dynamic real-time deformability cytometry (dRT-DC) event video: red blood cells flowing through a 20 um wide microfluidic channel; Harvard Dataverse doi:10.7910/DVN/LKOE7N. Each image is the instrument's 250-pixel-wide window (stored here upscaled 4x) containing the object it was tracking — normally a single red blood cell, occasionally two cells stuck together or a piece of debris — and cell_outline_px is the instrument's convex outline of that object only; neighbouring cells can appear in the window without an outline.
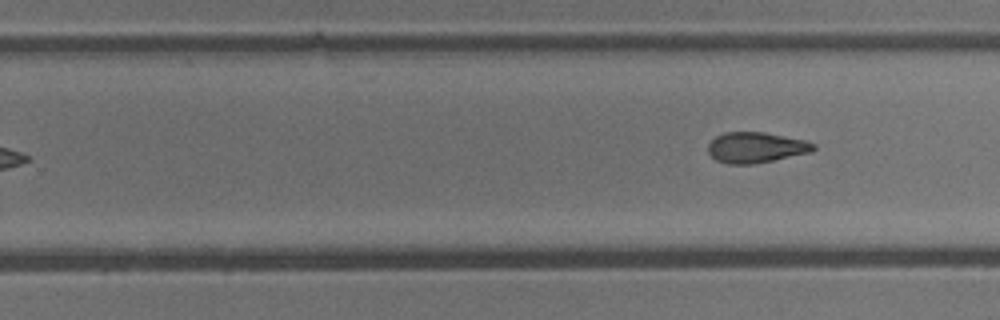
{"species": "common noctule bat (a hibernating species)", "species_latin": "Nyctalus noctula", "temperature_condition": "cold", "stored_images_in_passage": 10, "camera_frame_rate_fps": 3000, "um_per_image_px": 0.085, "animal": {"sex": "male", "body_mass_g": 13.3}, "frame": {"image": 1, "passage_image": 10, "time_ms": 11.667, "image_size_px": [1000, 320], "cell_outline_px": [[816, 148], [812, 152], [752, 164], [728, 164], [716, 160], [708, 152], [708, 144], [716, 136], [724, 132], [764, 132], [804, 140], [816, 144]], "centroid_in_image_um": [64.25, 12.53], "position_along_channel_um": 265.6, "area_um2": 18.73}}